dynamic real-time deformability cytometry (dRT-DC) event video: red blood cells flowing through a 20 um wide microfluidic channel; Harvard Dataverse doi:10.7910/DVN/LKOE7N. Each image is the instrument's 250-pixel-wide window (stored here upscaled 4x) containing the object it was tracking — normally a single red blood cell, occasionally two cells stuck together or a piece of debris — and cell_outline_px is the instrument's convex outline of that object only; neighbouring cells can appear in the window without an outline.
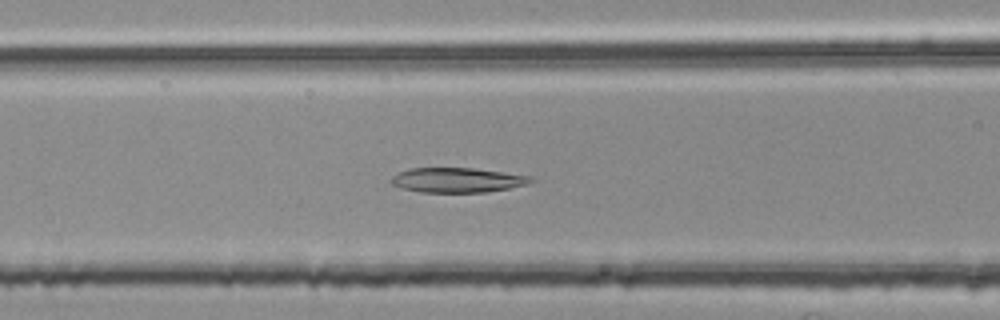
{"species": "common noctule bat (a hibernating species)", "species_latin": "Nyctalus noctula", "temperature_condition": "room temperature", "stored_images_in_passage": 51, "camera_frame_rate_fps": 3000, "um_per_image_px": 0.085, "animal": {"sex": "female", "body_mass_g": 25.1}, "frame": {"image": 1, "passage_image": 21, "time_ms": 6.667, "image_size_px": [1000, 320], "cell_outline_px": [[532, 180], [528, 184], [488, 192], [420, 192], [400, 188], [392, 184], [388, 180], [392, 176], [408, 168], [472, 168], [528, 176]], "centroid_in_image_um": [38.77, 15.31], "position_along_channel_um": 127.8, "area_um2": 19.94}}
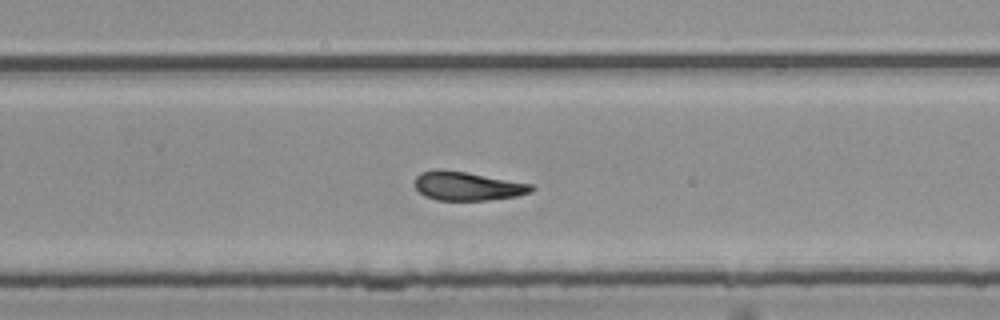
{"frame": {"image": 2, "passage_image": 34, "time_ms": 11.0, "image_size_px": [1000, 320], "cell_outline_px": [[536, 188], [532, 192], [516, 196], [488, 200], [436, 200], [424, 196], [416, 188], [416, 176], [420, 172], [436, 168], [440, 168], [468, 172], [532, 184]], "centroid_in_image_um": [39.73, 15.8], "position_along_channel_um": 290.1, "area_um2": 19.77}}
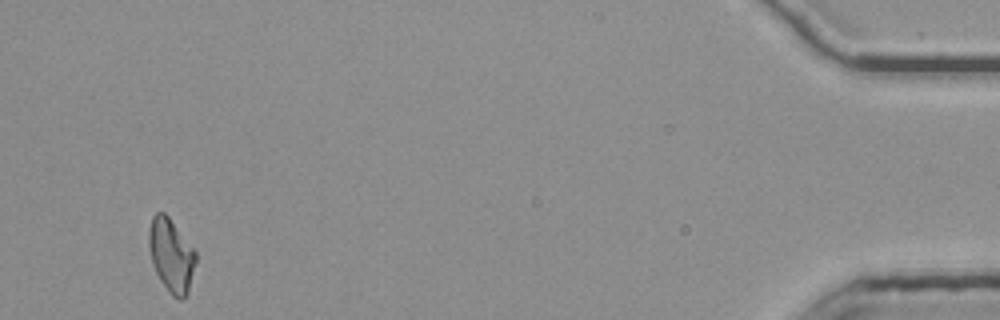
{"frame": {"image": 3, "passage_image": 51, "time_ms": 16.667, "image_size_px": [1000, 320], "cell_outline_px": [[196, 260], [188, 296], [184, 300], [180, 300], [172, 296], [168, 292], [160, 280], [152, 264], [148, 244], [148, 232], [152, 216], [156, 212], [164, 212], [168, 216], [196, 252]], "centroid_in_image_um": [14.55, 21.74], "position_along_channel_um": 420.7, "area_um2": 20.23}, "authors_computed_cell_mechanics": {"area_um2": 20.0566, "velocity_mm_per_s": 3.7508, "shape_relaxation_time_tau1_ms": null, "shape_relaxation_time_tau2_ms": 5.2935, "deformation_change_tau1": null, "deformation_change_tau2": 0.1493}}